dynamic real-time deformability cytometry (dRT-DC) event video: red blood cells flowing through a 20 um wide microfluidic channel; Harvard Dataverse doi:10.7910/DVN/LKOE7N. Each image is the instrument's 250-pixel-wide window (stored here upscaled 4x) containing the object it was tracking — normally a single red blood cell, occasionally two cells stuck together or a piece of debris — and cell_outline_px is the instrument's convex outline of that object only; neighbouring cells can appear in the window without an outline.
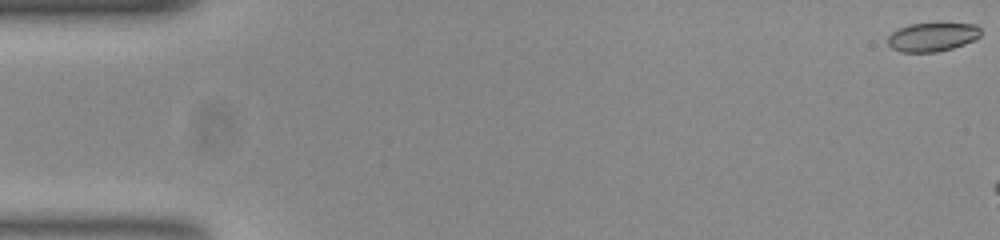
{"species": "common noctule bat (a hibernating species)", "species_latin": "Nyctalus noctula", "temperature_condition": "room temperature", "stored_images_in_passage": 8, "camera_frame_rate_fps": 3000, "um_per_image_px": 0.085, "animal": {"sex": "female", "body_mass_g": 23.0, "forearm_length_mm": 53.4}, "frame": {"image": 1, "passage_image": 1, "time_ms": 0.0, "image_size_px": [1000, 240], "cell_outline_px": [[980, 36], [976, 40], [952, 48], [936, 52], [900, 52], [892, 48], [888, 44], [888, 36], [896, 28], [908, 24], [976, 24], [980, 28]], "centroid_in_image_um": [79.23, 3.15], "position_along_channel_um": 5.8, "area_um2": 15.61}}